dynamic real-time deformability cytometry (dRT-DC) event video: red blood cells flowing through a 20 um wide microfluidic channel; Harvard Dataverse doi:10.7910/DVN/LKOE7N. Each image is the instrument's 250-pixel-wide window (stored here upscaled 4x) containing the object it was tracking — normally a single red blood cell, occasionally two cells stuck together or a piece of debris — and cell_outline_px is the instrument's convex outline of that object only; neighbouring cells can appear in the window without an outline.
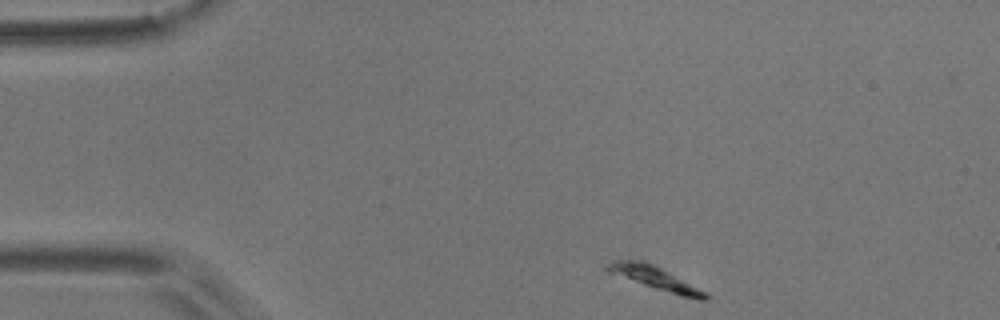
{"species": "common noctule bat (a hibernating species)", "species_latin": "Nyctalus noctula", "temperature_condition": "room temperature", "stored_images_in_passage": 47, "camera_frame_rate_fps": 3000, "um_per_image_px": 0.085, "animal": {"sex": "male", "body_mass_g": 17.9}, "frame": {"image": 1, "passage_image": 1, "time_ms": 0.0, "image_size_px": [1000, 320], "cell_outline_px": [[708, 300], [700, 300], [680, 296], [608, 272], [604, 268], [612, 260], [644, 260], [668, 272], [704, 292], [708, 296]], "centroid_in_image_um": [55.63, 23.62], "position_along_channel_um": 29.4, "area_um2": 12.6}}
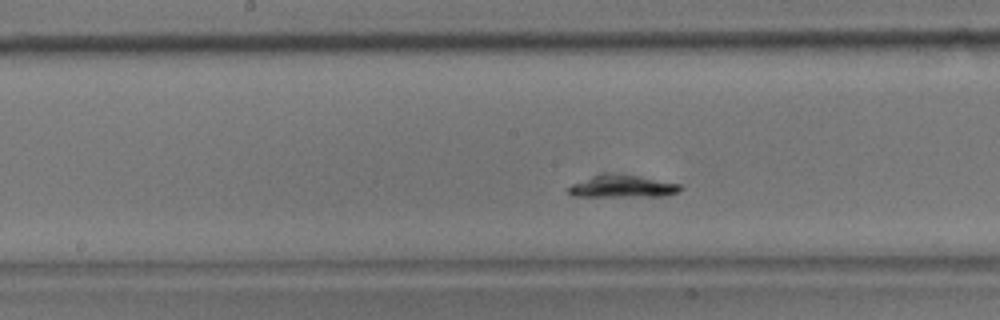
{"frame": {"image": 2, "passage_image": 20, "time_ms": 6.333, "image_size_px": [1000, 320], "cell_outline_px": [[684, 188], [676, 192], [664, 196], [572, 196], [564, 188], [572, 184], [600, 172], [604, 172], [640, 176], [680, 184]], "centroid_in_image_um": [52.85, 15.82], "position_along_channel_um": 195.4, "area_um2": 14.8}}
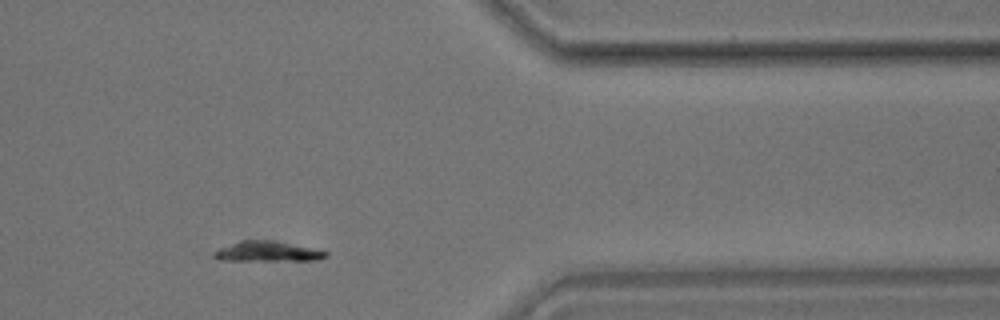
{"frame": {"image": 3, "passage_image": 38, "time_ms": 12.333, "image_size_px": [1000, 320], "cell_outline_px": [[328, 256], [316, 260], [220, 260], [212, 256], [212, 252], [220, 248], [240, 240], [272, 240], [328, 252]], "centroid_in_image_um": [22.67, 21.38], "position_along_channel_um": 388.7, "area_um2": 12.89}}